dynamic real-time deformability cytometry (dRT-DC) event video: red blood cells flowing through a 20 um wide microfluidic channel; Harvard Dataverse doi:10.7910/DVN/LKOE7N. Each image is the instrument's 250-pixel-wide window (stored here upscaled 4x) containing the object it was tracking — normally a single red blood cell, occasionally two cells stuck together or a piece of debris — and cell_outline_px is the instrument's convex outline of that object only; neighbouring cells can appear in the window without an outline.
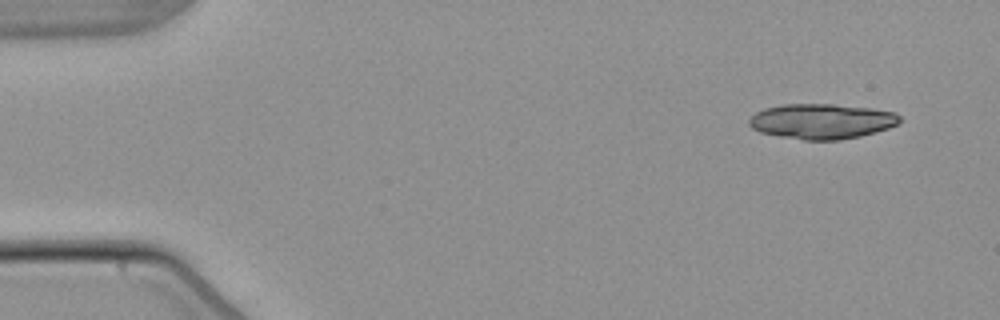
{"species": "common noctule bat (a hibernating species)", "species_latin": "Nyctalus noctula", "temperature_condition": "warm", "stored_images_in_passage": 4, "camera_frame_rate_fps": 3000, "um_per_image_px": 0.085, "animal": {"sex": "male", "body_mass_g": 21.5, "forearm_length_mm": 52.0}, "frame": {"image": 1, "passage_image": 1, "time_ms": 0.0, "image_size_px": [1000, 320], "cell_outline_px": [[900, 120], [896, 124], [888, 128], [876, 132], [860, 136], [840, 140], [804, 140], [780, 136], [760, 132], [752, 128], [748, 124], [748, 120], [756, 112], [764, 108], [784, 104], [832, 104], [872, 108], [896, 112], [900, 116]], "centroid_in_image_um": [69.84, 10.31], "position_along_channel_um": 15.2, "area_um2": 30.92}}
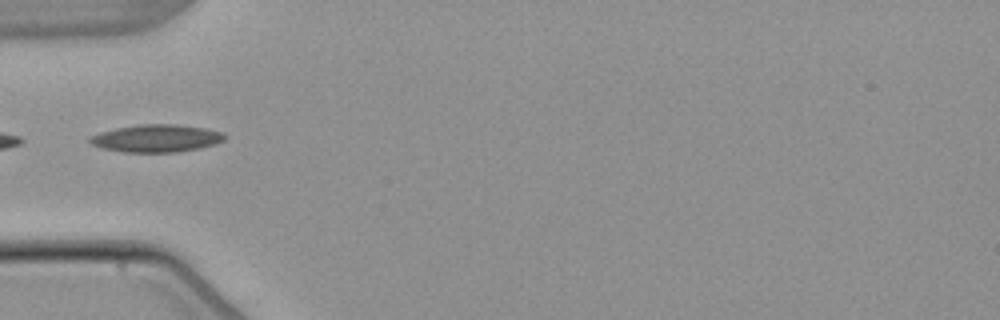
{"frame": {"image": 2, "passage_image": 4, "time_ms": 4.667, "image_size_px": [1000, 320], "cell_outline_px": [[224, 140], [200, 148], [176, 152], [124, 152], [100, 148], [92, 144], [88, 140], [88, 136], [100, 132], [116, 128], [140, 124], [176, 124], [208, 128], [224, 132]], "centroid_in_image_um": [13.27, 11.75], "position_along_channel_um": 71.7, "area_um2": 21.73}}